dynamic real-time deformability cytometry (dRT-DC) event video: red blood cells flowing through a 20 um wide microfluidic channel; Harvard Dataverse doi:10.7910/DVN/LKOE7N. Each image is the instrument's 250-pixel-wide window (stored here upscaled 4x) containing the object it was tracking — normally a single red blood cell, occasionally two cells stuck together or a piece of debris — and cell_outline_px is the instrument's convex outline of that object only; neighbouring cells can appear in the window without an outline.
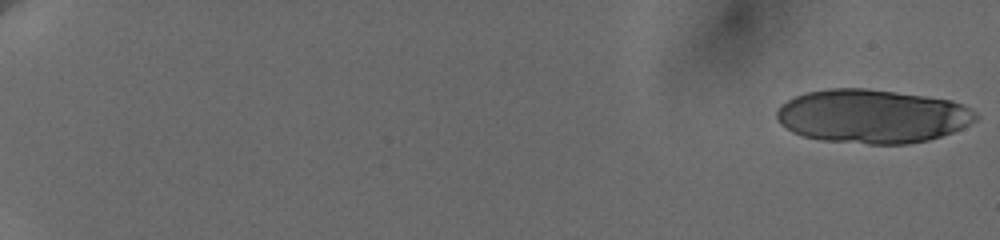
{"species": "human", "species_latin": "Homo sapiens", "temperature_condition": "cold", "stored_images_in_passage": 25, "camera_frame_rate_fps": 3000, "um_per_image_px": 0.085, "donor": {"sex": "female"}, "frame": {"image": 1, "passage_image": 1, "time_ms": 0.0, "image_size_px": [1000, 240], "cell_outline_px": [[980, 116], [976, 120], [952, 132], [928, 140], [908, 144], [868, 144], [820, 140], [804, 136], [792, 132], [780, 124], [776, 116], [776, 112], [780, 104], [796, 96], [808, 92], [828, 88], [868, 88], [952, 100], [976, 112]], "centroid_in_image_um": [74.11, 9.88], "position_along_channel_um": 10.9, "area_um2": 62.37}}